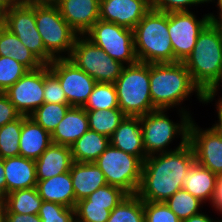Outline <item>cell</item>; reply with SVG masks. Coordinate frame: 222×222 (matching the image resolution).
<instances>
[{
    "mask_svg": "<svg viewBox=\"0 0 222 222\" xmlns=\"http://www.w3.org/2000/svg\"><path fill=\"white\" fill-rule=\"evenodd\" d=\"M194 163L195 153L189 142L177 150L148 156L143 162L138 197L142 201H167L183 189L187 171Z\"/></svg>",
    "mask_w": 222,
    "mask_h": 222,
    "instance_id": "6da1fadb",
    "label": "cell"
},
{
    "mask_svg": "<svg viewBox=\"0 0 222 222\" xmlns=\"http://www.w3.org/2000/svg\"><path fill=\"white\" fill-rule=\"evenodd\" d=\"M150 94L156 109L180 108L194 93L204 104V93L193 82L183 62L149 64Z\"/></svg>",
    "mask_w": 222,
    "mask_h": 222,
    "instance_id": "7a4b0ae2",
    "label": "cell"
},
{
    "mask_svg": "<svg viewBox=\"0 0 222 222\" xmlns=\"http://www.w3.org/2000/svg\"><path fill=\"white\" fill-rule=\"evenodd\" d=\"M189 108H178L180 120L178 123L169 119L165 109H157L140 117L143 147L146 156L165 153L183 147L189 138V124L193 119ZM180 138L179 145L175 149L169 145L173 140ZM170 148V149H168Z\"/></svg>",
    "mask_w": 222,
    "mask_h": 222,
    "instance_id": "3957f363",
    "label": "cell"
},
{
    "mask_svg": "<svg viewBox=\"0 0 222 222\" xmlns=\"http://www.w3.org/2000/svg\"><path fill=\"white\" fill-rule=\"evenodd\" d=\"M193 82L205 93L222 73V36L209 22L200 32L192 53L183 62Z\"/></svg>",
    "mask_w": 222,
    "mask_h": 222,
    "instance_id": "277c9868",
    "label": "cell"
},
{
    "mask_svg": "<svg viewBox=\"0 0 222 222\" xmlns=\"http://www.w3.org/2000/svg\"><path fill=\"white\" fill-rule=\"evenodd\" d=\"M137 60L151 63H174L168 31V13L151 9L134 27Z\"/></svg>",
    "mask_w": 222,
    "mask_h": 222,
    "instance_id": "5b68a950",
    "label": "cell"
},
{
    "mask_svg": "<svg viewBox=\"0 0 222 222\" xmlns=\"http://www.w3.org/2000/svg\"><path fill=\"white\" fill-rule=\"evenodd\" d=\"M114 85L119 108L125 116L141 117L157 110L150 94L148 63L137 61L124 66Z\"/></svg>",
    "mask_w": 222,
    "mask_h": 222,
    "instance_id": "8992f818",
    "label": "cell"
},
{
    "mask_svg": "<svg viewBox=\"0 0 222 222\" xmlns=\"http://www.w3.org/2000/svg\"><path fill=\"white\" fill-rule=\"evenodd\" d=\"M35 21L46 51L54 59L69 58L77 33L54 2H35Z\"/></svg>",
    "mask_w": 222,
    "mask_h": 222,
    "instance_id": "52a82bcc",
    "label": "cell"
},
{
    "mask_svg": "<svg viewBox=\"0 0 222 222\" xmlns=\"http://www.w3.org/2000/svg\"><path fill=\"white\" fill-rule=\"evenodd\" d=\"M95 164L103 172L108 185L117 186L127 194H137L143 168L140 158L109 144Z\"/></svg>",
    "mask_w": 222,
    "mask_h": 222,
    "instance_id": "ba28073f",
    "label": "cell"
},
{
    "mask_svg": "<svg viewBox=\"0 0 222 222\" xmlns=\"http://www.w3.org/2000/svg\"><path fill=\"white\" fill-rule=\"evenodd\" d=\"M68 59L96 82L115 83L124 67L84 35L76 37Z\"/></svg>",
    "mask_w": 222,
    "mask_h": 222,
    "instance_id": "9c48e42d",
    "label": "cell"
},
{
    "mask_svg": "<svg viewBox=\"0 0 222 222\" xmlns=\"http://www.w3.org/2000/svg\"><path fill=\"white\" fill-rule=\"evenodd\" d=\"M84 36L124 66L138 61L132 29L99 19Z\"/></svg>",
    "mask_w": 222,
    "mask_h": 222,
    "instance_id": "30bf717a",
    "label": "cell"
},
{
    "mask_svg": "<svg viewBox=\"0 0 222 222\" xmlns=\"http://www.w3.org/2000/svg\"><path fill=\"white\" fill-rule=\"evenodd\" d=\"M5 27L34 53L45 65L54 58L46 51L35 21V2L22 1L5 11Z\"/></svg>",
    "mask_w": 222,
    "mask_h": 222,
    "instance_id": "8fae6325",
    "label": "cell"
},
{
    "mask_svg": "<svg viewBox=\"0 0 222 222\" xmlns=\"http://www.w3.org/2000/svg\"><path fill=\"white\" fill-rule=\"evenodd\" d=\"M210 22L209 15L202 18L191 12L168 13V31L174 52V63L184 62L192 53L200 32Z\"/></svg>",
    "mask_w": 222,
    "mask_h": 222,
    "instance_id": "7c38bea8",
    "label": "cell"
},
{
    "mask_svg": "<svg viewBox=\"0 0 222 222\" xmlns=\"http://www.w3.org/2000/svg\"><path fill=\"white\" fill-rule=\"evenodd\" d=\"M48 66L59 80L69 105L83 107L97 82L68 58L54 59Z\"/></svg>",
    "mask_w": 222,
    "mask_h": 222,
    "instance_id": "4fadbf2b",
    "label": "cell"
},
{
    "mask_svg": "<svg viewBox=\"0 0 222 222\" xmlns=\"http://www.w3.org/2000/svg\"><path fill=\"white\" fill-rule=\"evenodd\" d=\"M195 161L216 175H222V135L213 127L201 128L194 119L189 124V138Z\"/></svg>",
    "mask_w": 222,
    "mask_h": 222,
    "instance_id": "5bb4252c",
    "label": "cell"
},
{
    "mask_svg": "<svg viewBox=\"0 0 222 222\" xmlns=\"http://www.w3.org/2000/svg\"><path fill=\"white\" fill-rule=\"evenodd\" d=\"M4 93L21 115L29 117L44 103V66L29 70Z\"/></svg>",
    "mask_w": 222,
    "mask_h": 222,
    "instance_id": "9a60e30c",
    "label": "cell"
},
{
    "mask_svg": "<svg viewBox=\"0 0 222 222\" xmlns=\"http://www.w3.org/2000/svg\"><path fill=\"white\" fill-rule=\"evenodd\" d=\"M150 10V0H100L99 19L133 30Z\"/></svg>",
    "mask_w": 222,
    "mask_h": 222,
    "instance_id": "2e32d148",
    "label": "cell"
},
{
    "mask_svg": "<svg viewBox=\"0 0 222 222\" xmlns=\"http://www.w3.org/2000/svg\"><path fill=\"white\" fill-rule=\"evenodd\" d=\"M54 3L77 35H84L99 20L100 0H55Z\"/></svg>",
    "mask_w": 222,
    "mask_h": 222,
    "instance_id": "e0dca14e",
    "label": "cell"
},
{
    "mask_svg": "<svg viewBox=\"0 0 222 222\" xmlns=\"http://www.w3.org/2000/svg\"><path fill=\"white\" fill-rule=\"evenodd\" d=\"M109 141L113 147L135 155L143 162L147 158L143 147L140 117L125 116Z\"/></svg>",
    "mask_w": 222,
    "mask_h": 222,
    "instance_id": "ac0fdd59",
    "label": "cell"
},
{
    "mask_svg": "<svg viewBox=\"0 0 222 222\" xmlns=\"http://www.w3.org/2000/svg\"><path fill=\"white\" fill-rule=\"evenodd\" d=\"M73 162L69 146L51 143L35 161L37 181L70 171Z\"/></svg>",
    "mask_w": 222,
    "mask_h": 222,
    "instance_id": "d6986e66",
    "label": "cell"
},
{
    "mask_svg": "<svg viewBox=\"0 0 222 222\" xmlns=\"http://www.w3.org/2000/svg\"><path fill=\"white\" fill-rule=\"evenodd\" d=\"M89 130L88 116L83 107H70L51 133L54 144L71 146Z\"/></svg>",
    "mask_w": 222,
    "mask_h": 222,
    "instance_id": "ffe728a7",
    "label": "cell"
},
{
    "mask_svg": "<svg viewBox=\"0 0 222 222\" xmlns=\"http://www.w3.org/2000/svg\"><path fill=\"white\" fill-rule=\"evenodd\" d=\"M7 194L37 186L35 161L22 156L4 159Z\"/></svg>",
    "mask_w": 222,
    "mask_h": 222,
    "instance_id": "44dd1931",
    "label": "cell"
},
{
    "mask_svg": "<svg viewBox=\"0 0 222 222\" xmlns=\"http://www.w3.org/2000/svg\"><path fill=\"white\" fill-rule=\"evenodd\" d=\"M51 143V134L48 131L31 117L23 116L19 156L36 161Z\"/></svg>",
    "mask_w": 222,
    "mask_h": 222,
    "instance_id": "7402d4cb",
    "label": "cell"
},
{
    "mask_svg": "<svg viewBox=\"0 0 222 222\" xmlns=\"http://www.w3.org/2000/svg\"><path fill=\"white\" fill-rule=\"evenodd\" d=\"M70 175L76 203L98 188L107 185L103 172L93 163L73 162Z\"/></svg>",
    "mask_w": 222,
    "mask_h": 222,
    "instance_id": "603a6c76",
    "label": "cell"
},
{
    "mask_svg": "<svg viewBox=\"0 0 222 222\" xmlns=\"http://www.w3.org/2000/svg\"><path fill=\"white\" fill-rule=\"evenodd\" d=\"M36 188L43 201H50L69 208L76 206L70 171L37 181Z\"/></svg>",
    "mask_w": 222,
    "mask_h": 222,
    "instance_id": "cb8c5ba5",
    "label": "cell"
},
{
    "mask_svg": "<svg viewBox=\"0 0 222 222\" xmlns=\"http://www.w3.org/2000/svg\"><path fill=\"white\" fill-rule=\"evenodd\" d=\"M218 177L195 161L187 171L183 181V189L205 204L209 201L208 204L211 205Z\"/></svg>",
    "mask_w": 222,
    "mask_h": 222,
    "instance_id": "d4e9b609",
    "label": "cell"
},
{
    "mask_svg": "<svg viewBox=\"0 0 222 222\" xmlns=\"http://www.w3.org/2000/svg\"><path fill=\"white\" fill-rule=\"evenodd\" d=\"M0 56L13 58L29 70H36L45 65L5 26L0 28Z\"/></svg>",
    "mask_w": 222,
    "mask_h": 222,
    "instance_id": "484cf974",
    "label": "cell"
},
{
    "mask_svg": "<svg viewBox=\"0 0 222 222\" xmlns=\"http://www.w3.org/2000/svg\"><path fill=\"white\" fill-rule=\"evenodd\" d=\"M109 137L88 130L71 146L74 162L93 163L109 146Z\"/></svg>",
    "mask_w": 222,
    "mask_h": 222,
    "instance_id": "4316f807",
    "label": "cell"
},
{
    "mask_svg": "<svg viewBox=\"0 0 222 222\" xmlns=\"http://www.w3.org/2000/svg\"><path fill=\"white\" fill-rule=\"evenodd\" d=\"M5 213L38 214L42 198L36 187L8 193L2 200Z\"/></svg>",
    "mask_w": 222,
    "mask_h": 222,
    "instance_id": "83f0119b",
    "label": "cell"
},
{
    "mask_svg": "<svg viewBox=\"0 0 222 222\" xmlns=\"http://www.w3.org/2000/svg\"><path fill=\"white\" fill-rule=\"evenodd\" d=\"M86 113L89 129L109 138L125 117L120 108L90 110Z\"/></svg>",
    "mask_w": 222,
    "mask_h": 222,
    "instance_id": "f1b7e54d",
    "label": "cell"
},
{
    "mask_svg": "<svg viewBox=\"0 0 222 222\" xmlns=\"http://www.w3.org/2000/svg\"><path fill=\"white\" fill-rule=\"evenodd\" d=\"M107 222H145L144 201L137 194H128L111 211Z\"/></svg>",
    "mask_w": 222,
    "mask_h": 222,
    "instance_id": "f546056e",
    "label": "cell"
},
{
    "mask_svg": "<svg viewBox=\"0 0 222 222\" xmlns=\"http://www.w3.org/2000/svg\"><path fill=\"white\" fill-rule=\"evenodd\" d=\"M83 108L86 111L119 108L114 83L97 82Z\"/></svg>",
    "mask_w": 222,
    "mask_h": 222,
    "instance_id": "4dcf8cb0",
    "label": "cell"
},
{
    "mask_svg": "<svg viewBox=\"0 0 222 222\" xmlns=\"http://www.w3.org/2000/svg\"><path fill=\"white\" fill-rule=\"evenodd\" d=\"M165 203L181 221L200 213L203 210L201 208H203L202 205L204 204L184 189L175 192Z\"/></svg>",
    "mask_w": 222,
    "mask_h": 222,
    "instance_id": "1f68e13d",
    "label": "cell"
},
{
    "mask_svg": "<svg viewBox=\"0 0 222 222\" xmlns=\"http://www.w3.org/2000/svg\"><path fill=\"white\" fill-rule=\"evenodd\" d=\"M23 115L0 127V157L2 159L19 156V140Z\"/></svg>",
    "mask_w": 222,
    "mask_h": 222,
    "instance_id": "d6a6232c",
    "label": "cell"
},
{
    "mask_svg": "<svg viewBox=\"0 0 222 222\" xmlns=\"http://www.w3.org/2000/svg\"><path fill=\"white\" fill-rule=\"evenodd\" d=\"M70 107L69 104L43 103L29 117L51 134Z\"/></svg>",
    "mask_w": 222,
    "mask_h": 222,
    "instance_id": "836d02e7",
    "label": "cell"
},
{
    "mask_svg": "<svg viewBox=\"0 0 222 222\" xmlns=\"http://www.w3.org/2000/svg\"><path fill=\"white\" fill-rule=\"evenodd\" d=\"M29 69L10 57L0 56V92H5Z\"/></svg>",
    "mask_w": 222,
    "mask_h": 222,
    "instance_id": "e575fe53",
    "label": "cell"
},
{
    "mask_svg": "<svg viewBox=\"0 0 222 222\" xmlns=\"http://www.w3.org/2000/svg\"><path fill=\"white\" fill-rule=\"evenodd\" d=\"M110 213L109 205L91 204V201H78L75 206L76 222H107Z\"/></svg>",
    "mask_w": 222,
    "mask_h": 222,
    "instance_id": "d590c367",
    "label": "cell"
},
{
    "mask_svg": "<svg viewBox=\"0 0 222 222\" xmlns=\"http://www.w3.org/2000/svg\"><path fill=\"white\" fill-rule=\"evenodd\" d=\"M41 222H76L75 208L43 201L38 212Z\"/></svg>",
    "mask_w": 222,
    "mask_h": 222,
    "instance_id": "8d00e7d4",
    "label": "cell"
},
{
    "mask_svg": "<svg viewBox=\"0 0 222 222\" xmlns=\"http://www.w3.org/2000/svg\"><path fill=\"white\" fill-rule=\"evenodd\" d=\"M127 195L121 188L107 184L80 201H91V204L109 205V210L112 211Z\"/></svg>",
    "mask_w": 222,
    "mask_h": 222,
    "instance_id": "74e56055",
    "label": "cell"
},
{
    "mask_svg": "<svg viewBox=\"0 0 222 222\" xmlns=\"http://www.w3.org/2000/svg\"><path fill=\"white\" fill-rule=\"evenodd\" d=\"M145 222H181L165 202L144 201Z\"/></svg>",
    "mask_w": 222,
    "mask_h": 222,
    "instance_id": "f35d334b",
    "label": "cell"
},
{
    "mask_svg": "<svg viewBox=\"0 0 222 222\" xmlns=\"http://www.w3.org/2000/svg\"><path fill=\"white\" fill-rule=\"evenodd\" d=\"M44 103L69 104L59 80L44 65Z\"/></svg>",
    "mask_w": 222,
    "mask_h": 222,
    "instance_id": "ab89813d",
    "label": "cell"
},
{
    "mask_svg": "<svg viewBox=\"0 0 222 222\" xmlns=\"http://www.w3.org/2000/svg\"><path fill=\"white\" fill-rule=\"evenodd\" d=\"M206 3V0H150L151 9L165 13L191 12V7Z\"/></svg>",
    "mask_w": 222,
    "mask_h": 222,
    "instance_id": "60d3db41",
    "label": "cell"
},
{
    "mask_svg": "<svg viewBox=\"0 0 222 222\" xmlns=\"http://www.w3.org/2000/svg\"><path fill=\"white\" fill-rule=\"evenodd\" d=\"M21 114L17 111L8 96L0 92V127L18 119Z\"/></svg>",
    "mask_w": 222,
    "mask_h": 222,
    "instance_id": "b9f144b4",
    "label": "cell"
},
{
    "mask_svg": "<svg viewBox=\"0 0 222 222\" xmlns=\"http://www.w3.org/2000/svg\"><path fill=\"white\" fill-rule=\"evenodd\" d=\"M220 87H222V73L219 76V78L210 86V88L204 93V105L208 103L212 104V101L215 100V106L216 108H222V97L220 96L218 98V101L216 100V95L218 96V91H220Z\"/></svg>",
    "mask_w": 222,
    "mask_h": 222,
    "instance_id": "7bdbcfd3",
    "label": "cell"
},
{
    "mask_svg": "<svg viewBox=\"0 0 222 222\" xmlns=\"http://www.w3.org/2000/svg\"><path fill=\"white\" fill-rule=\"evenodd\" d=\"M5 222H41L38 214L5 213Z\"/></svg>",
    "mask_w": 222,
    "mask_h": 222,
    "instance_id": "ee69618b",
    "label": "cell"
},
{
    "mask_svg": "<svg viewBox=\"0 0 222 222\" xmlns=\"http://www.w3.org/2000/svg\"><path fill=\"white\" fill-rule=\"evenodd\" d=\"M211 207H214L215 211H217V214H222V175H219L217 179Z\"/></svg>",
    "mask_w": 222,
    "mask_h": 222,
    "instance_id": "f6af8a7d",
    "label": "cell"
},
{
    "mask_svg": "<svg viewBox=\"0 0 222 222\" xmlns=\"http://www.w3.org/2000/svg\"><path fill=\"white\" fill-rule=\"evenodd\" d=\"M217 219V220H216ZM211 218L206 212H200L198 214L192 215L190 218L185 219L181 222H219V219Z\"/></svg>",
    "mask_w": 222,
    "mask_h": 222,
    "instance_id": "bcb514c9",
    "label": "cell"
},
{
    "mask_svg": "<svg viewBox=\"0 0 222 222\" xmlns=\"http://www.w3.org/2000/svg\"><path fill=\"white\" fill-rule=\"evenodd\" d=\"M7 195L6 178L4 176V159L0 157V201Z\"/></svg>",
    "mask_w": 222,
    "mask_h": 222,
    "instance_id": "7dc6e473",
    "label": "cell"
},
{
    "mask_svg": "<svg viewBox=\"0 0 222 222\" xmlns=\"http://www.w3.org/2000/svg\"><path fill=\"white\" fill-rule=\"evenodd\" d=\"M210 2L211 3L214 2V4L216 3L215 6H217L218 8L217 9L218 15H215L214 13H211V12L207 13L209 15L210 22H222V0H208L207 4H209Z\"/></svg>",
    "mask_w": 222,
    "mask_h": 222,
    "instance_id": "c3c4849f",
    "label": "cell"
},
{
    "mask_svg": "<svg viewBox=\"0 0 222 222\" xmlns=\"http://www.w3.org/2000/svg\"><path fill=\"white\" fill-rule=\"evenodd\" d=\"M21 2L22 0H0V7L7 11L12 7L18 6Z\"/></svg>",
    "mask_w": 222,
    "mask_h": 222,
    "instance_id": "681fc988",
    "label": "cell"
},
{
    "mask_svg": "<svg viewBox=\"0 0 222 222\" xmlns=\"http://www.w3.org/2000/svg\"><path fill=\"white\" fill-rule=\"evenodd\" d=\"M218 120L213 123V127L222 135V108H216Z\"/></svg>",
    "mask_w": 222,
    "mask_h": 222,
    "instance_id": "f907efd6",
    "label": "cell"
},
{
    "mask_svg": "<svg viewBox=\"0 0 222 222\" xmlns=\"http://www.w3.org/2000/svg\"><path fill=\"white\" fill-rule=\"evenodd\" d=\"M0 222H5V205L0 201Z\"/></svg>",
    "mask_w": 222,
    "mask_h": 222,
    "instance_id": "816d5d0a",
    "label": "cell"
},
{
    "mask_svg": "<svg viewBox=\"0 0 222 222\" xmlns=\"http://www.w3.org/2000/svg\"><path fill=\"white\" fill-rule=\"evenodd\" d=\"M5 26V10L0 7V28Z\"/></svg>",
    "mask_w": 222,
    "mask_h": 222,
    "instance_id": "f5cc1de1",
    "label": "cell"
},
{
    "mask_svg": "<svg viewBox=\"0 0 222 222\" xmlns=\"http://www.w3.org/2000/svg\"><path fill=\"white\" fill-rule=\"evenodd\" d=\"M211 23L215 24L218 27V29L221 32V36H222V22H211Z\"/></svg>",
    "mask_w": 222,
    "mask_h": 222,
    "instance_id": "db71d44e",
    "label": "cell"
},
{
    "mask_svg": "<svg viewBox=\"0 0 222 222\" xmlns=\"http://www.w3.org/2000/svg\"><path fill=\"white\" fill-rule=\"evenodd\" d=\"M55 0H31V2H54Z\"/></svg>",
    "mask_w": 222,
    "mask_h": 222,
    "instance_id": "11a10c76",
    "label": "cell"
}]
</instances>
